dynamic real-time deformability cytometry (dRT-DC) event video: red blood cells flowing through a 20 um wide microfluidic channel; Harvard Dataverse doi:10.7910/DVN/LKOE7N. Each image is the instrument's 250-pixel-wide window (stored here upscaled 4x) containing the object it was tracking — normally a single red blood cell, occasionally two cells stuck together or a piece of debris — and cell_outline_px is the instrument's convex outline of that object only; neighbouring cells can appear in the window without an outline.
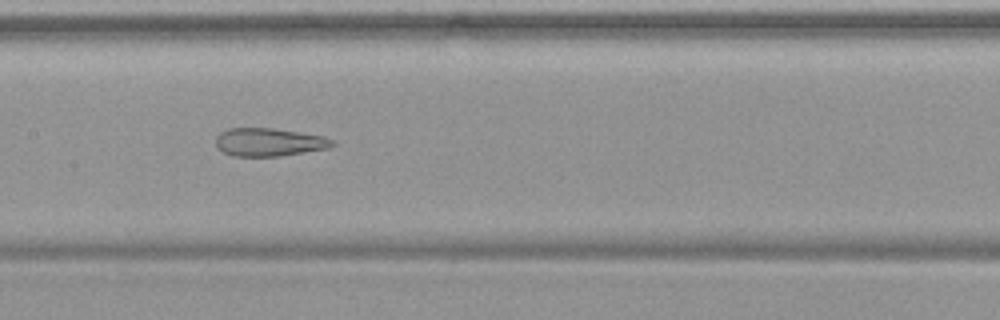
{"species": "common noctule bat (a hibernating species)", "species_latin": "Nyctalus noctula", "temperature_condition": "warm", "stored_images_in_passage": 54, "camera_frame_rate_fps": 3000, "um_per_image_px": 0.085, "animal": {"sex": "female", "body_mass_g": 19.9}, "frame": {"image": 1, "passage_image": 27, "time_ms": 8.667, "image_size_px": [1000, 320], "cell_outline_px": [[336, 144], [332, 148], [280, 156], [232, 156], [216, 148], [216, 136], [220, 132], [228, 128], [272, 128], [324, 136], [332, 140]], "centroid_in_image_um": [22.87, 12.09], "position_along_channel_um": 184.5, "area_um2": 19.25}}
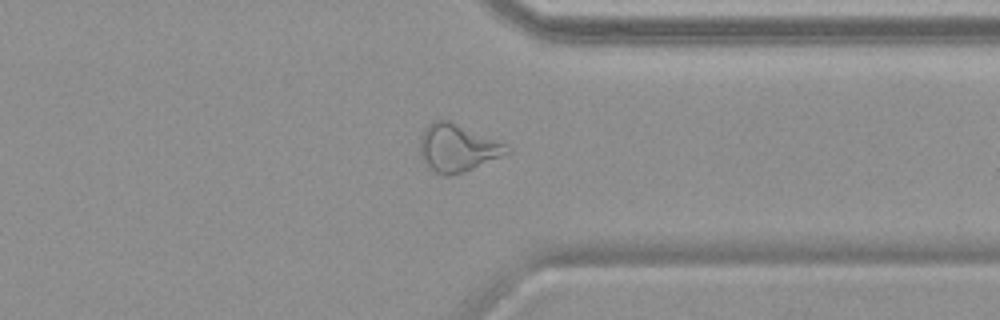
{"frame": {"image": 2, "passage_image": 42, "time_ms": 13.667, "image_size_px": [1000, 320], "cell_outline_px": [[512, 152], [464, 172], [452, 176], [444, 176], [436, 172], [420, 156], [420, 136], [424, 128], [432, 120], [448, 120], [508, 144], [512, 148]], "centroid_in_image_um": [38.91, 12.56], "position_along_channel_um": 372.5, "area_um2": 24.16}}
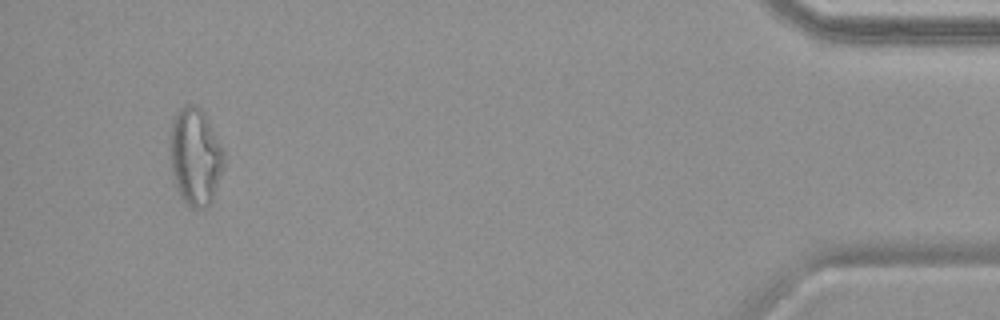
{"frame": {"image": 3, "passage_image": 51, "time_ms": 16.667, "image_size_px": [1000, 320], "cell_outline_px": [[224, 160], [212, 200], [204, 208], [192, 208], [180, 196], [176, 188], [172, 172], [168, 148], [168, 144], [172, 124], [176, 112], [180, 108], [188, 104], [196, 104], [204, 112], [224, 152]], "centroid_in_image_um": [16.55, 13.28], "position_along_channel_um": 418.6, "area_um2": 30.4}, "authors_computed_cell_mechanics": {"area_um2": 27.5706, "velocity_mm_per_s": 3.7771, "shape_relaxation_time_tau1_ms": null, "shape_relaxation_time_tau2_ms": 2.1436, "deformation_change_tau1": null, "deformation_change_tau2": 0.122}}